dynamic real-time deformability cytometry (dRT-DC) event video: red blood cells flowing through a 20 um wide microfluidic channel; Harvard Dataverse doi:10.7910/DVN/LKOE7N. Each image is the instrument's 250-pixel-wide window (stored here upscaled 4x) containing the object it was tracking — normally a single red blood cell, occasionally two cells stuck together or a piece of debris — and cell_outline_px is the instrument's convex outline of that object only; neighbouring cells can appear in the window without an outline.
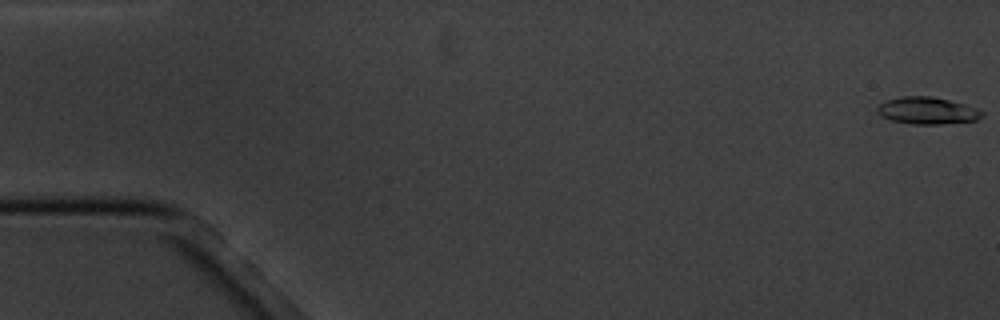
{"species": "common noctule bat (a hibernating species)", "species_latin": "Nyctalus noctula", "temperature_condition": "cold", "stored_images_in_passage": 7, "camera_frame_rate_fps": 3000, "um_per_image_px": 0.085, "animal": {"sex": "male", "body_mass_g": 20.1, "forearm_length_mm": 53.5}, "frame": {"image": 1, "passage_image": 1, "time_ms": 0.0, "image_size_px": [1000, 320], "cell_outline_px": [[984, 116], [976, 120], [940, 124], [912, 124], [892, 120], [880, 116], [876, 112], [876, 108], [880, 104], [888, 100], [900, 96], [932, 96], [964, 104], [976, 108], [984, 112]], "centroid_in_image_um": [78.81, 9.4], "position_along_channel_um": 6.2, "area_um2": 16.47}}
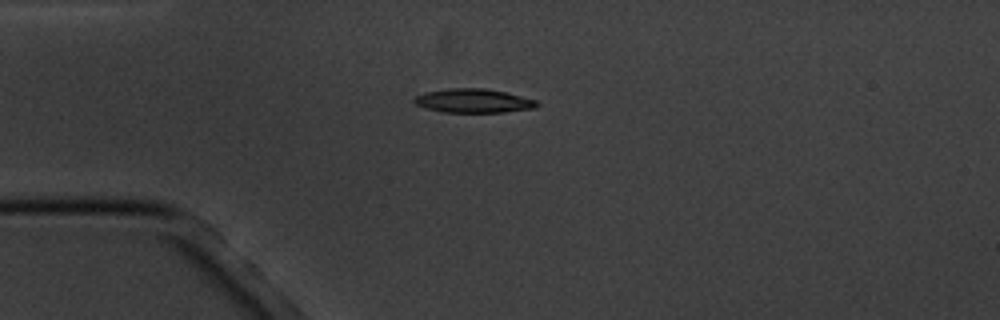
{"frame": {"image": 2, "passage_image": 5, "time_ms": 4.667, "image_size_px": [1000, 320], "cell_outline_px": [[540, 104], [536, 108], [504, 112], [440, 112], [424, 108], [416, 104], [412, 100], [416, 96], [424, 92], [448, 88], [484, 88], [504, 92], [536, 100]], "centroid_in_image_um": [40.21, 8.57], "position_along_channel_um": 44.8, "area_um2": 17.17}}
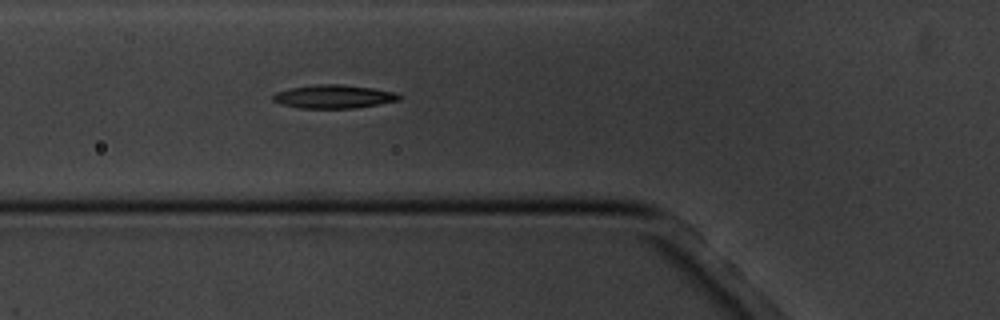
{"frame": {"image": 3, "passage_image": 7, "time_ms": 6.667, "image_size_px": [1000, 320], "cell_outline_px": [[404, 96], [400, 100], [356, 108], [300, 108], [284, 104], [272, 100], [272, 96], [276, 92], [288, 88], [316, 84], [340, 84], [372, 88], [396, 92]], "centroid_in_image_um": [28.4, 8.2], "position_along_channel_um": 97.4, "area_um2": 17.28}}